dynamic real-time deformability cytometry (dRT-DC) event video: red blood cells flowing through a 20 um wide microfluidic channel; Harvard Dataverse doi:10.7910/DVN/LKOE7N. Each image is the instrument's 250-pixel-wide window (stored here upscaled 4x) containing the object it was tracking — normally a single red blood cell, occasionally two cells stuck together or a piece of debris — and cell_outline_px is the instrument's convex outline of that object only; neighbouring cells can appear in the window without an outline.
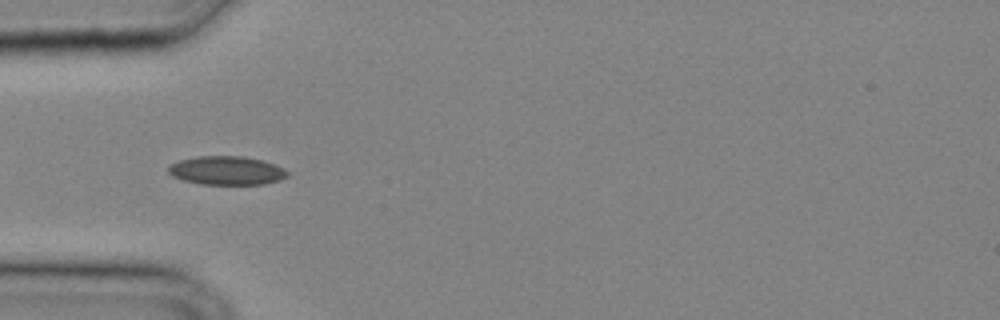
{"species": "common noctule bat (a hibernating species)", "species_latin": "Nyctalus noctula", "temperature_condition": "cold", "stored_images_in_passage": 23, "camera_frame_rate_fps": 3000, "um_per_image_px": 0.085, "animal": {"sex": "male", "body_mass_g": 20.4}, "frame": {"image": 1, "passage_image": 1, "time_ms": 0.0, "image_size_px": [1000, 320], "cell_outline_px": [[288, 176], [280, 180], [264, 184], [200, 184], [184, 180], [172, 176], [168, 172], [168, 168], [172, 164], [180, 160], [196, 156], [244, 156], [264, 160], [276, 164], [284, 168], [288, 172]], "centroid_in_image_um": [19.3, 14.49], "position_along_channel_um": 65.7, "area_um2": 20.0}}